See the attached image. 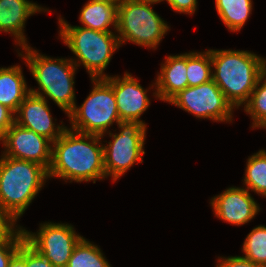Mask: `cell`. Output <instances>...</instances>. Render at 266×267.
<instances>
[{
	"label": "cell",
	"instance_id": "obj_1",
	"mask_svg": "<svg viewBox=\"0 0 266 267\" xmlns=\"http://www.w3.org/2000/svg\"><path fill=\"white\" fill-rule=\"evenodd\" d=\"M101 135L81 133L66 128L62 135L52 142L51 165L48 178H60L81 183H96L106 178Z\"/></svg>",
	"mask_w": 266,
	"mask_h": 267
},
{
	"label": "cell",
	"instance_id": "obj_2",
	"mask_svg": "<svg viewBox=\"0 0 266 267\" xmlns=\"http://www.w3.org/2000/svg\"><path fill=\"white\" fill-rule=\"evenodd\" d=\"M212 80L232 106H243L258 79L266 72V58L244 50L210 49Z\"/></svg>",
	"mask_w": 266,
	"mask_h": 267
},
{
	"label": "cell",
	"instance_id": "obj_3",
	"mask_svg": "<svg viewBox=\"0 0 266 267\" xmlns=\"http://www.w3.org/2000/svg\"><path fill=\"white\" fill-rule=\"evenodd\" d=\"M18 54L39 86L38 89L30 88V93L46 100L50 98L68 115L76 105V65L69 58L57 59L42 55L30 45L22 47V52Z\"/></svg>",
	"mask_w": 266,
	"mask_h": 267
},
{
	"label": "cell",
	"instance_id": "obj_4",
	"mask_svg": "<svg viewBox=\"0 0 266 267\" xmlns=\"http://www.w3.org/2000/svg\"><path fill=\"white\" fill-rule=\"evenodd\" d=\"M47 179L48 171L43 166L1 155L0 206L18 220Z\"/></svg>",
	"mask_w": 266,
	"mask_h": 267
},
{
	"label": "cell",
	"instance_id": "obj_5",
	"mask_svg": "<svg viewBox=\"0 0 266 267\" xmlns=\"http://www.w3.org/2000/svg\"><path fill=\"white\" fill-rule=\"evenodd\" d=\"M60 39L68 46L76 58L71 61L79 67L81 64L91 79L106 78L104 74L113 53L120 48L116 32H100L80 26H71L61 16L58 18Z\"/></svg>",
	"mask_w": 266,
	"mask_h": 267
},
{
	"label": "cell",
	"instance_id": "obj_6",
	"mask_svg": "<svg viewBox=\"0 0 266 267\" xmlns=\"http://www.w3.org/2000/svg\"><path fill=\"white\" fill-rule=\"evenodd\" d=\"M151 2L119 0L117 36L122 45L126 41L156 49L170 27L153 9Z\"/></svg>",
	"mask_w": 266,
	"mask_h": 267
},
{
	"label": "cell",
	"instance_id": "obj_7",
	"mask_svg": "<svg viewBox=\"0 0 266 267\" xmlns=\"http://www.w3.org/2000/svg\"><path fill=\"white\" fill-rule=\"evenodd\" d=\"M93 88L81 106L67 115L70 129L87 134L105 136L109 127L121 122L112 86L104 79H91Z\"/></svg>",
	"mask_w": 266,
	"mask_h": 267
},
{
	"label": "cell",
	"instance_id": "obj_8",
	"mask_svg": "<svg viewBox=\"0 0 266 267\" xmlns=\"http://www.w3.org/2000/svg\"><path fill=\"white\" fill-rule=\"evenodd\" d=\"M117 133L107 134L112 138L103 144L104 169L106 178L110 176L115 182L121 178L135 163L143 162L146 125L138 121H121Z\"/></svg>",
	"mask_w": 266,
	"mask_h": 267
},
{
	"label": "cell",
	"instance_id": "obj_9",
	"mask_svg": "<svg viewBox=\"0 0 266 267\" xmlns=\"http://www.w3.org/2000/svg\"><path fill=\"white\" fill-rule=\"evenodd\" d=\"M168 103L193 114L196 118L226 123L233 120L235 109L213 80L198 86L186 87Z\"/></svg>",
	"mask_w": 266,
	"mask_h": 267
},
{
	"label": "cell",
	"instance_id": "obj_10",
	"mask_svg": "<svg viewBox=\"0 0 266 267\" xmlns=\"http://www.w3.org/2000/svg\"><path fill=\"white\" fill-rule=\"evenodd\" d=\"M22 230L25 241L54 267H67L74 247L83 237L68 223H41L36 233Z\"/></svg>",
	"mask_w": 266,
	"mask_h": 267
},
{
	"label": "cell",
	"instance_id": "obj_11",
	"mask_svg": "<svg viewBox=\"0 0 266 267\" xmlns=\"http://www.w3.org/2000/svg\"><path fill=\"white\" fill-rule=\"evenodd\" d=\"M4 146L2 155L26 160L43 166L51 165L52 141L16 122L0 138Z\"/></svg>",
	"mask_w": 266,
	"mask_h": 267
},
{
	"label": "cell",
	"instance_id": "obj_12",
	"mask_svg": "<svg viewBox=\"0 0 266 267\" xmlns=\"http://www.w3.org/2000/svg\"><path fill=\"white\" fill-rule=\"evenodd\" d=\"M210 200L214 215L236 226L249 223L261 210L251 193L244 187H229Z\"/></svg>",
	"mask_w": 266,
	"mask_h": 267
},
{
	"label": "cell",
	"instance_id": "obj_13",
	"mask_svg": "<svg viewBox=\"0 0 266 267\" xmlns=\"http://www.w3.org/2000/svg\"><path fill=\"white\" fill-rule=\"evenodd\" d=\"M104 79L113 88L120 121H138L146 125L140 117L150 106V99L147 96L148 89H144L128 72H125L121 78L115 75Z\"/></svg>",
	"mask_w": 266,
	"mask_h": 267
},
{
	"label": "cell",
	"instance_id": "obj_14",
	"mask_svg": "<svg viewBox=\"0 0 266 267\" xmlns=\"http://www.w3.org/2000/svg\"><path fill=\"white\" fill-rule=\"evenodd\" d=\"M47 103L48 100L30 93L15 113V122L54 142L62 135L67 126L62 122L61 125L55 126Z\"/></svg>",
	"mask_w": 266,
	"mask_h": 267
},
{
	"label": "cell",
	"instance_id": "obj_15",
	"mask_svg": "<svg viewBox=\"0 0 266 267\" xmlns=\"http://www.w3.org/2000/svg\"><path fill=\"white\" fill-rule=\"evenodd\" d=\"M42 11L48 12L49 9L29 0H0V32L12 34L21 48L28 46L24 35L26 20Z\"/></svg>",
	"mask_w": 266,
	"mask_h": 267
},
{
	"label": "cell",
	"instance_id": "obj_16",
	"mask_svg": "<svg viewBox=\"0 0 266 267\" xmlns=\"http://www.w3.org/2000/svg\"><path fill=\"white\" fill-rule=\"evenodd\" d=\"M161 71L153 83V96L164 102H169L180 91L188 87L187 80V53L169 55L165 57ZM155 94V95H154Z\"/></svg>",
	"mask_w": 266,
	"mask_h": 267
},
{
	"label": "cell",
	"instance_id": "obj_17",
	"mask_svg": "<svg viewBox=\"0 0 266 267\" xmlns=\"http://www.w3.org/2000/svg\"><path fill=\"white\" fill-rule=\"evenodd\" d=\"M119 0L88 1L80 11V27L100 32H112L110 26L117 29V10Z\"/></svg>",
	"mask_w": 266,
	"mask_h": 267
},
{
	"label": "cell",
	"instance_id": "obj_18",
	"mask_svg": "<svg viewBox=\"0 0 266 267\" xmlns=\"http://www.w3.org/2000/svg\"><path fill=\"white\" fill-rule=\"evenodd\" d=\"M29 94L21 66L0 67V104L16 113Z\"/></svg>",
	"mask_w": 266,
	"mask_h": 267
},
{
	"label": "cell",
	"instance_id": "obj_19",
	"mask_svg": "<svg viewBox=\"0 0 266 267\" xmlns=\"http://www.w3.org/2000/svg\"><path fill=\"white\" fill-rule=\"evenodd\" d=\"M252 0H215L216 10L231 32L240 31L252 14Z\"/></svg>",
	"mask_w": 266,
	"mask_h": 267
},
{
	"label": "cell",
	"instance_id": "obj_20",
	"mask_svg": "<svg viewBox=\"0 0 266 267\" xmlns=\"http://www.w3.org/2000/svg\"><path fill=\"white\" fill-rule=\"evenodd\" d=\"M243 180L248 191L266 198V150L261 149L247 159Z\"/></svg>",
	"mask_w": 266,
	"mask_h": 267
},
{
	"label": "cell",
	"instance_id": "obj_21",
	"mask_svg": "<svg viewBox=\"0 0 266 267\" xmlns=\"http://www.w3.org/2000/svg\"><path fill=\"white\" fill-rule=\"evenodd\" d=\"M67 267H111L102 250L82 237L73 249Z\"/></svg>",
	"mask_w": 266,
	"mask_h": 267
},
{
	"label": "cell",
	"instance_id": "obj_22",
	"mask_svg": "<svg viewBox=\"0 0 266 267\" xmlns=\"http://www.w3.org/2000/svg\"><path fill=\"white\" fill-rule=\"evenodd\" d=\"M188 87L198 86L212 80L210 49L204 52L187 53Z\"/></svg>",
	"mask_w": 266,
	"mask_h": 267
},
{
	"label": "cell",
	"instance_id": "obj_23",
	"mask_svg": "<svg viewBox=\"0 0 266 267\" xmlns=\"http://www.w3.org/2000/svg\"><path fill=\"white\" fill-rule=\"evenodd\" d=\"M242 246L243 257L260 267H266V226L254 227L245 238Z\"/></svg>",
	"mask_w": 266,
	"mask_h": 267
},
{
	"label": "cell",
	"instance_id": "obj_24",
	"mask_svg": "<svg viewBox=\"0 0 266 267\" xmlns=\"http://www.w3.org/2000/svg\"><path fill=\"white\" fill-rule=\"evenodd\" d=\"M244 111L253 120L252 128L256 129L266 119V72L258 79L249 100L244 104Z\"/></svg>",
	"mask_w": 266,
	"mask_h": 267
},
{
	"label": "cell",
	"instance_id": "obj_25",
	"mask_svg": "<svg viewBox=\"0 0 266 267\" xmlns=\"http://www.w3.org/2000/svg\"><path fill=\"white\" fill-rule=\"evenodd\" d=\"M24 241L22 227L11 238L0 241V267H8L10 260Z\"/></svg>",
	"mask_w": 266,
	"mask_h": 267
},
{
	"label": "cell",
	"instance_id": "obj_26",
	"mask_svg": "<svg viewBox=\"0 0 266 267\" xmlns=\"http://www.w3.org/2000/svg\"><path fill=\"white\" fill-rule=\"evenodd\" d=\"M17 220L0 206V241L11 238L22 226H17Z\"/></svg>",
	"mask_w": 266,
	"mask_h": 267
},
{
	"label": "cell",
	"instance_id": "obj_27",
	"mask_svg": "<svg viewBox=\"0 0 266 267\" xmlns=\"http://www.w3.org/2000/svg\"><path fill=\"white\" fill-rule=\"evenodd\" d=\"M216 267H260L242 256L218 257Z\"/></svg>",
	"mask_w": 266,
	"mask_h": 267
},
{
	"label": "cell",
	"instance_id": "obj_28",
	"mask_svg": "<svg viewBox=\"0 0 266 267\" xmlns=\"http://www.w3.org/2000/svg\"><path fill=\"white\" fill-rule=\"evenodd\" d=\"M26 267H54L40 253L26 242Z\"/></svg>",
	"mask_w": 266,
	"mask_h": 267
},
{
	"label": "cell",
	"instance_id": "obj_29",
	"mask_svg": "<svg viewBox=\"0 0 266 267\" xmlns=\"http://www.w3.org/2000/svg\"><path fill=\"white\" fill-rule=\"evenodd\" d=\"M174 12L192 15L197 9V0H165Z\"/></svg>",
	"mask_w": 266,
	"mask_h": 267
},
{
	"label": "cell",
	"instance_id": "obj_30",
	"mask_svg": "<svg viewBox=\"0 0 266 267\" xmlns=\"http://www.w3.org/2000/svg\"><path fill=\"white\" fill-rule=\"evenodd\" d=\"M15 123V113L7 106L0 104V138Z\"/></svg>",
	"mask_w": 266,
	"mask_h": 267
},
{
	"label": "cell",
	"instance_id": "obj_31",
	"mask_svg": "<svg viewBox=\"0 0 266 267\" xmlns=\"http://www.w3.org/2000/svg\"><path fill=\"white\" fill-rule=\"evenodd\" d=\"M8 267H26V241H24L18 252L10 260Z\"/></svg>",
	"mask_w": 266,
	"mask_h": 267
},
{
	"label": "cell",
	"instance_id": "obj_32",
	"mask_svg": "<svg viewBox=\"0 0 266 267\" xmlns=\"http://www.w3.org/2000/svg\"><path fill=\"white\" fill-rule=\"evenodd\" d=\"M139 1H141V2H151V3L156 4V3H160V2H162L164 0H139Z\"/></svg>",
	"mask_w": 266,
	"mask_h": 267
},
{
	"label": "cell",
	"instance_id": "obj_33",
	"mask_svg": "<svg viewBox=\"0 0 266 267\" xmlns=\"http://www.w3.org/2000/svg\"><path fill=\"white\" fill-rule=\"evenodd\" d=\"M266 127V119L257 127L259 129Z\"/></svg>",
	"mask_w": 266,
	"mask_h": 267
}]
</instances>
